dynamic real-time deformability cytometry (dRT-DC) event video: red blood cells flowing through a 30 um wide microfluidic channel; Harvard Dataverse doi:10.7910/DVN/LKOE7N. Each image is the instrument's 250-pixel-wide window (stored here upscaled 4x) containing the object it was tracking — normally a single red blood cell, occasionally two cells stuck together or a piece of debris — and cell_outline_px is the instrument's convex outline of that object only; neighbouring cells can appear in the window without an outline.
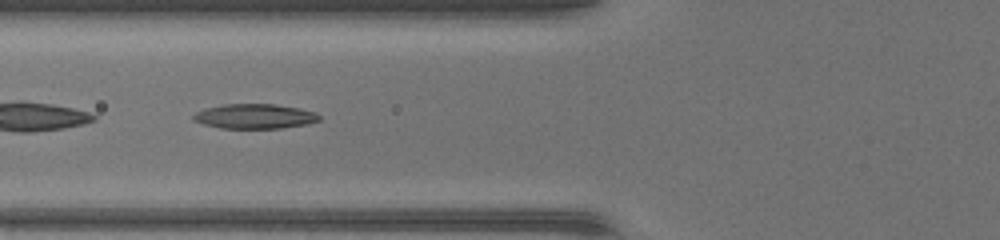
{"species": "common noctule bat (a hibernating species)", "species_latin": "Nyctalus noctula", "temperature_condition": "warm", "stored_images_in_passage": 32, "camera_frame_rate_fps": 3000, "um_per_image_px": 0.085, "animal": {"sex": "female", "body_mass_g": 17.0, "forearm_length_mm": 48.0}, "frame": {"image": 1, "passage_image": 3, "time_ms": 0.667, "image_size_px": [1000, 240], "cell_outline_px": [[320, 120], [308, 124], [280, 128], [220, 128], [204, 124], [192, 120], [192, 116], [196, 112], [208, 108], [224, 104], [276, 104], [300, 108], [316, 112], [320, 116]], "centroid_in_image_um": [21.68, 9.88], "position_along_channel_um": 104.1, "area_um2": 18.15}}
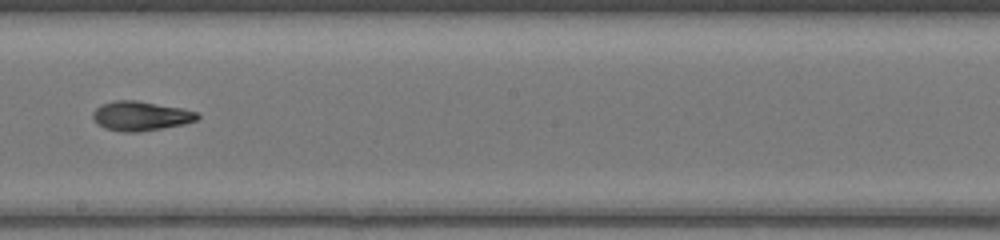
{"frame": {"image": 2, "passage_image": 12, "time_ms": 3.667, "image_size_px": [1000, 240], "cell_outline_px": [[200, 116], [196, 120], [184, 124], [140, 132], [124, 132], [104, 128], [92, 116], [92, 112], [100, 104], [112, 100], [136, 100], [180, 108], [196, 112]], "centroid_in_image_um": [11.93, 9.85], "position_along_channel_um": 236.3, "area_um2": 17.8}}
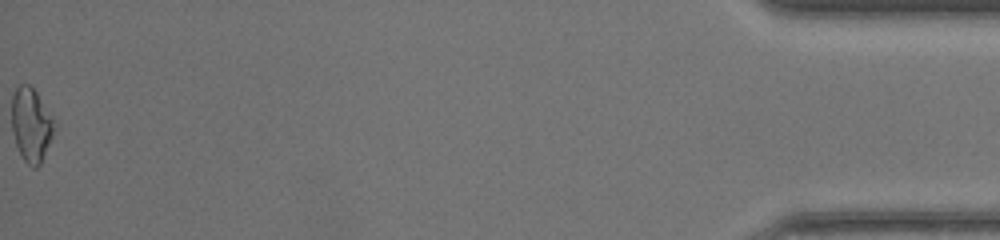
{"frame": {"image": 3, "passage_image": 32, "time_ms": 10.333, "image_size_px": [1000, 240], "cell_outline_px": [[52, 136], [40, 164], [36, 168], [32, 168], [24, 160], [16, 144], [12, 132], [12, 96], [16, 88], [20, 84], [28, 84], [36, 92], [52, 120]], "centroid_in_image_um": [2.59, 10.62], "position_along_channel_um": 432.6, "area_um2": 17.57}, "authors_computed_cell_mechanics": {"area_um2": 17.34, "velocity_mm_per_s": 4.3899, "shape_relaxation_time_tau1_ms": 9.1518, "shape_relaxation_time_tau2_ms": 2.7719, "deformation_change_tau1": 0.3321, "deformation_change_tau2": 0.0937}}